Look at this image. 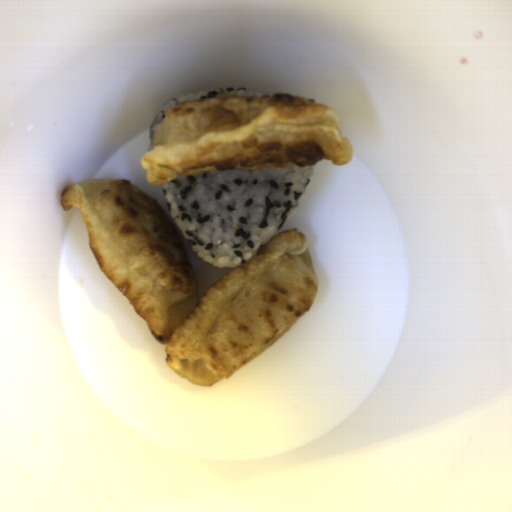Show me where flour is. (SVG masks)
<instances>
[{
	"instance_id": "a7fe0414",
	"label": "flour",
	"mask_w": 512,
	"mask_h": 512,
	"mask_svg": "<svg viewBox=\"0 0 512 512\" xmlns=\"http://www.w3.org/2000/svg\"><path fill=\"white\" fill-rule=\"evenodd\" d=\"M354 155L332 106L298 95L234 94L185 101L166 110L140 162L146 181L178 175L286 166Z\"/></svg>"
},
{
	"instance_id": "c2a2500e",
	"label": "flour",
	"mask_w": 512,
	"mask_h": 512,
	"mask_svg": "<svg viewBox=\"0 0 512 512\" xmlns=\"http://www.w3.org/2000/svg\"><path fill=\"white\" fill-rule=\"evenodd\" d=\"M108 280L166 345L179 377L211 387L256 358L313 306L319 279L306 235L282 231L201 294L184 242L158 201L123 178L65 186Z\"/></svg>"
}]
</instances>
